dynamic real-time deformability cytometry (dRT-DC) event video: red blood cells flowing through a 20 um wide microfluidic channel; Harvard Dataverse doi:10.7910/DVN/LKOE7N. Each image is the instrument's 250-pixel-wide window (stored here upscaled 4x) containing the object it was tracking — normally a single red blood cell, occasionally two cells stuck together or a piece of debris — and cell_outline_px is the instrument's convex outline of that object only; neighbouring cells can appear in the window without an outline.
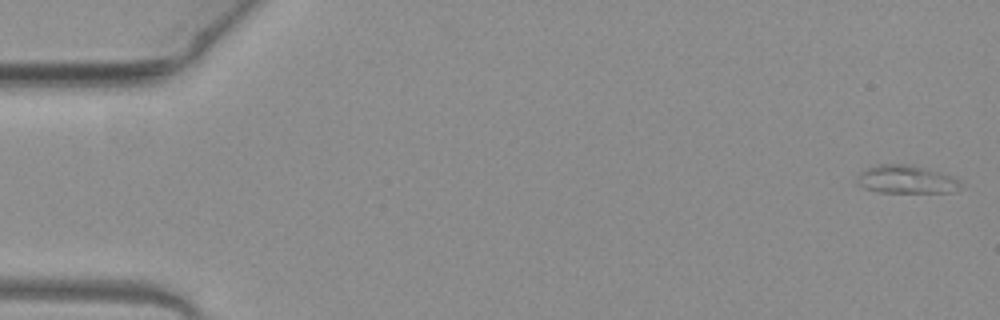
{"species": "common noctule bat (a hibernating species)", "species_latin": "Nyctalus noctula", "temperature_condition": "warm", "stored_images_in_passage": 8, "camera_frame_rate_fps": 3000, "um_per_image_px": 0.085, "animal": {"sex": "female", "body_mass_g": 19.3, "forearm_length_mm": 54.1}, "frame": {"image": 1, "passage_image": 1, "time_ms": 0.0, "image_size_px": [1000, 320], "cell_outline_px": [[960, 180], [952, 192], [880, 192], [868, 188], [860, 184], [856, 176], [860, 172], [868, 168], [880, 164], [912, 164], [956, 176]], "centroid_in_image_um": [77.05, 15.22], "position_along_channel_um": 8.0, "area_um2": 16.7}}